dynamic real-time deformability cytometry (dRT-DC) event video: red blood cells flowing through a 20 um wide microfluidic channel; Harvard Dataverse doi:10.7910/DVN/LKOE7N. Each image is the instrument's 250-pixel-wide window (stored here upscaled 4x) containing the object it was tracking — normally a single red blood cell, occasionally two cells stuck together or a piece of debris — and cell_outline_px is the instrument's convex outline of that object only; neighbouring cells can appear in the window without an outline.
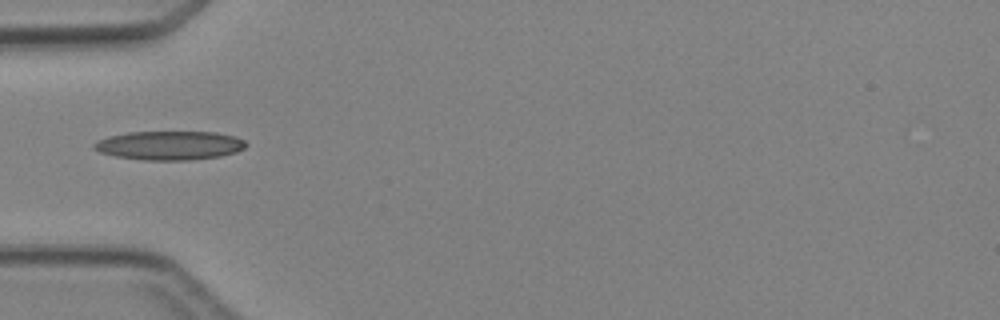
{"species": "Egyptian fruit bat (a non-hibernating species)", "species_latin": "Rousettus aegyptiacus", "temperature_condition": "cold", "stored_images_in_passage": 3, "camera_frame_rate_fps": 3000, "um_per_image_px": 0.085, "animal": {"sex": "female"}, "frame": {"image": 1, "passage_image": 3, "time_ms": 2.333, "image_size_px": [1000, 320], "cell_outline_px": [[248, 144], [244, 148], [236, 152], [220, 156], [192, 160], [144, 160], [116, 156], [100, 152], [92, 148], [92, 144], [96, 140], [108, 136], [128, 132], [216, 132], [236, 136], [244, 140]], "centroid_in_image_um": [14.4, 12.36], "position_along_channel_um": 70.6, "area_um2": 25.78}}